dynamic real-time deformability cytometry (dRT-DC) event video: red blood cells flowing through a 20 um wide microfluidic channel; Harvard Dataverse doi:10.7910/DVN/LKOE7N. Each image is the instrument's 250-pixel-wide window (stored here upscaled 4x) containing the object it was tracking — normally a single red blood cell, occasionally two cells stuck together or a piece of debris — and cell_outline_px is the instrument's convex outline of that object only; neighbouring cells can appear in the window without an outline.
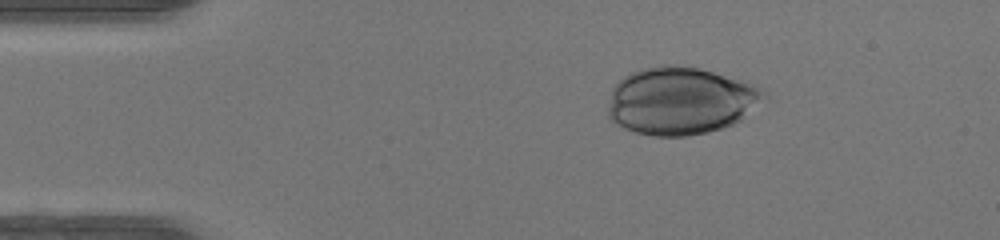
{"species": "human", "species_latin": "Homo sapiens", "temperature_condition": "warm", "stored_images_in_passage": 39, "camera_frame_rate_fps": 3000, "um_per_image_px": 0.085, "donor": {"sex": "female"}, "frame": {"image": 1, "passage_image": 8, "time_ms": 2.333, "image_size_px": [1000, 240], "cell_outline_px": [[768, 100], [740, 120], [732, 124], [708, 132], [688, 136], [652, 136], [636, 132], [624, 128], [616, 124], [608, 116], [608, 108], [612, 88], [624, 76], [632, 72], [644, 68], [660, 64], [676, 64], [700, 68], [748, 80], [764, 88], [768, 92]], "centroid_in_image_um": [57.94, 8.55], "position_along_channel_um": 27.1, "area_um2": 62.48}}
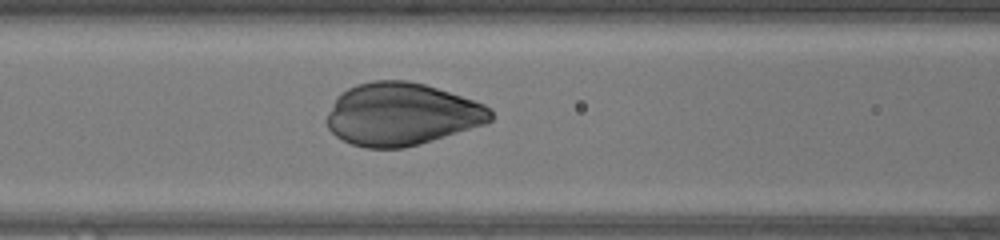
{"frame": {"image": 2, "passage_image": 20, "time_ms": 6.333, "image_size_px": [1000, 240], "cell_outline_px": [[492, 120], [484, 124], [420, 144], [404, 148], [364, 148], [352, 144], [336, 136], [328, 128], [328, 112], [336, 96], [348, 88], [356, 84], [372, 80], [408, 80], [424, 84], [484, 104], [492, 108]], "centroid_in_image_um": [34.12, 9.7], "position_along_channel_um": 132.5, "area_um2": 59.53}}
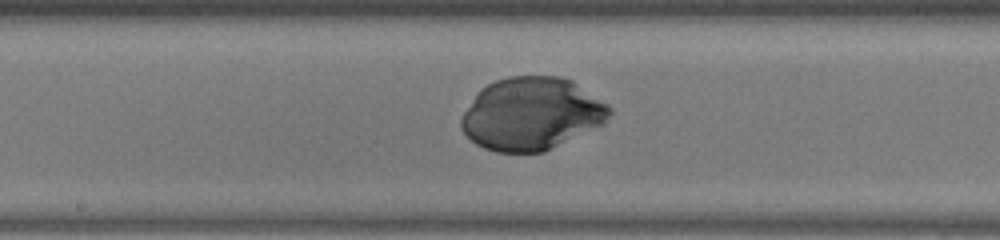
{"frame": {"image": 3, "passage_image": 25, "time_ms": 8.0, "image_size_px": [1000, 240], "cell_outline_px": [[612, 112], [604, 124], [544, 152], [496, 152], [484, 148], [476, 144], [460, 128], [460, 120], [464, 112], [476, 92], [480, 88], [496, 80], [508, 76], [560, 76], [572, 80], [608, 104], [612, 108]], "centroid_in_image_um": [45.18, 9.67], "position_along_channel_um": 203.0, "area_um2": 62.94}}